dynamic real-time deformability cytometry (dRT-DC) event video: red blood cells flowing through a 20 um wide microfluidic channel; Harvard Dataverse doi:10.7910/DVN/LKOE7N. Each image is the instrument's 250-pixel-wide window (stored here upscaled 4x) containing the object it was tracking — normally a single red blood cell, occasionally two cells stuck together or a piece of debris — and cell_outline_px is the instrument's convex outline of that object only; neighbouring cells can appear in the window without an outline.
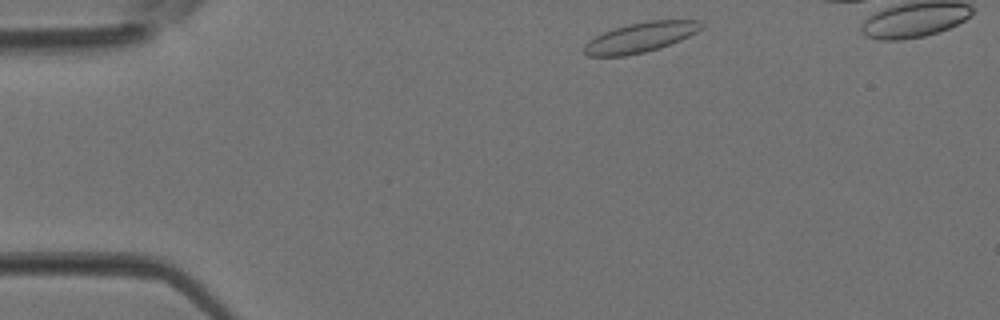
{"species": "Egyptian fruit bat (a non-hibernating species)", "species_latin": "Rousettus aegyptiacus", "temperature_condition": "room temperature", "stored_images_in_passage": 33, "camera_frame_rate_fps": 3000, "um_per_image_px": 0.085, "animal": {"sex": "female"}, "frame": {"image": 1, "passage_image": 1, "time_ms": 0.0, "image_size_px": [1000, 320], "cell_outline_px": [[704, 28], [680, 40], [660, 48], [644, 52], [624, 56], [588, 56], [584, 52], [584, 44], [588, 40], [604, 32], [628, 24], [648, 20], [700, 20], [704, 24]], "centroid_in_image_um": [54.46, 3.17], "position_along_channel_um": 30.5, "area_um2": 20.4}}
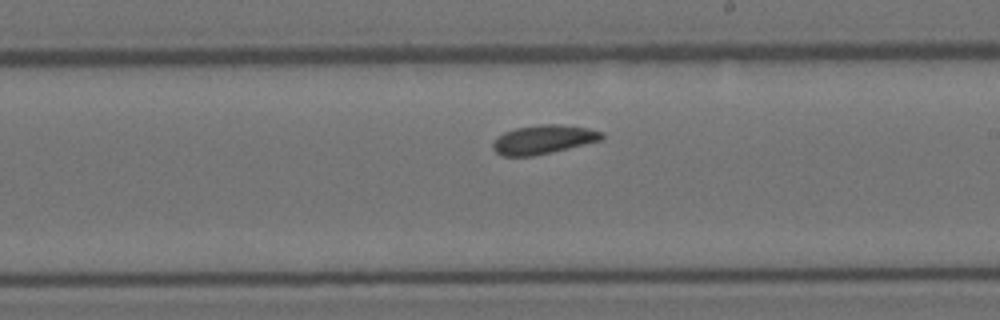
{"frame": {"image": 2, "passage_image": 18, "time_ms": 5.667, "image_size_px": [1000, 320], "cell_outline_px": [[604, 140], [552, 152], [532, 156], [504, 156], [496, 152], [492, 148], [492, 144], [496, 136], [504, 132], [516, 128], [540, 124], [556, 124], [588, 128], [604, 132]], "centroid_in_image_um": [46.2, 11.86], "position_along_channel_um": 242.8, "area_um2": 18.5}}
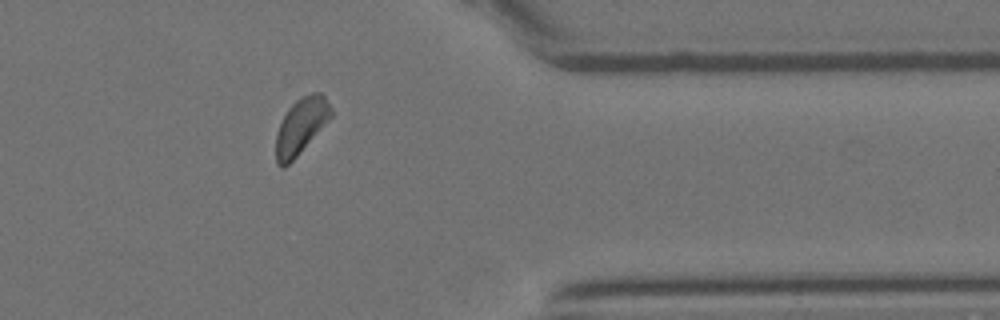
{"frame": {"image": 3, "passage_image": 28, "time_ms": 9.0, "image_size_px": [1000, 320], "cell_outline_px": [[332, 116], [296, 156], [284, 168], [280, 168], [276, 164], [276, 132], [288, 108], [300, 96], [312, 92], [320, 92], [324, 96], [332, 108]], "centroid_in_image_um": [25.57, 10.7], "position_along_channel_um": 385.8, "area_um2": 17.74}}